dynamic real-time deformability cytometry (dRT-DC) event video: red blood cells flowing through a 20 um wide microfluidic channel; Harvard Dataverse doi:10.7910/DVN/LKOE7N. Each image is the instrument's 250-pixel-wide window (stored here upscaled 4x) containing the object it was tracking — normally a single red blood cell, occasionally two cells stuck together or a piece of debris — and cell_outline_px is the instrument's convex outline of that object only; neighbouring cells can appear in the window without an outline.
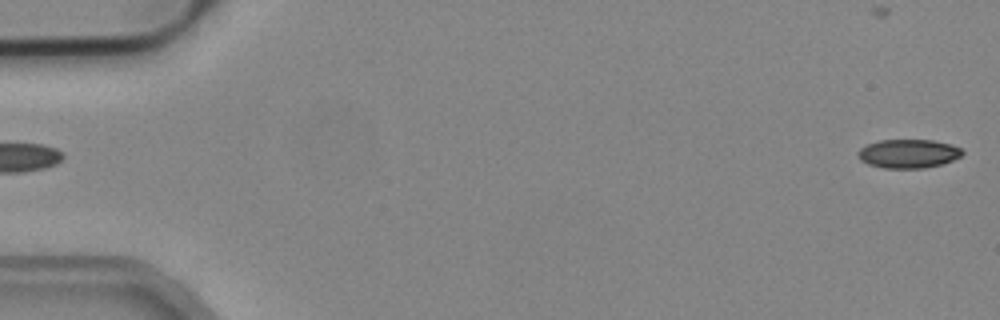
{"species": "common noctule bat (a hibernating species)", "species_latin": "Nyctalus noctula", "temperature_condition": "cold", "stored_images_in_passage": 11, "camera_frame_rate_fps": 3000, "um_per_image_px": 0.085, "animal": {"sex": "male", "body_mass_g": 19.2, "forearm_length_mm": 51.8}, "frame": {"image": 1, "passage_image": 1, "time_ms": 0.0, "image_size_px": [1000, 320], "cell_outline_px": [[964, 152], [960, 156], [952, 160], [940, 164], [924, 168], [884, 168], [868, 164], [860, 160], [856, 152], [860, 148], [868, 144], [880, 140], [932, 140], [952, 144], [960, 148]], "centroid_in_image_um": [77.19, 13.05], "position_along_channel_um": 7.8, "area_um2": 17.46}}